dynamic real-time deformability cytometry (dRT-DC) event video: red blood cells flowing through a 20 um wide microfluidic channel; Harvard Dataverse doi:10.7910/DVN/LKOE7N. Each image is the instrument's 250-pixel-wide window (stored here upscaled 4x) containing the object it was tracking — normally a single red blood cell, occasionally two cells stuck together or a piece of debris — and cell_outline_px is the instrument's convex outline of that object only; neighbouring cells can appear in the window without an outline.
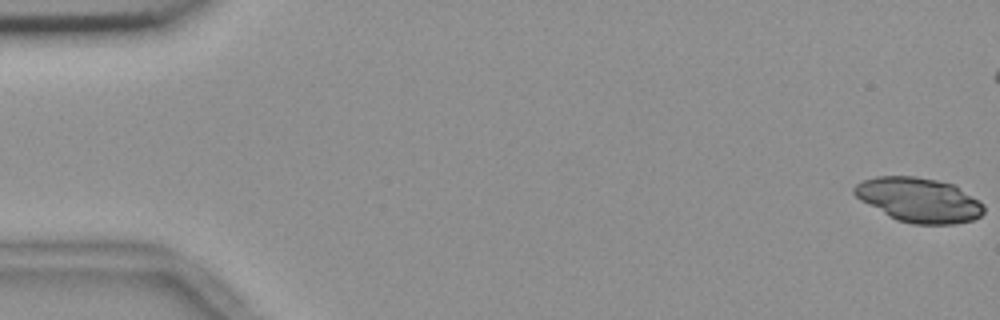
{"species": "common noctule bat (a hibernating species)", "species_latin": "Nyctalus noctula", "temperature_condition": "room temperature", "stored_images_in_passage": 56, "camera_frame_rate_fps": 3000, "um_per_image_px": 0.085, "animal": {"sex": "female", "body_mass_g": 18.4}, "frame": {"image": 1, "passage_image": 1, "time_ms": 0.0, "image_size_px": [1000, 320], "cell_outline_px": [[984, 212], [980, 216], [972, 220], [956, 224], [912, 224], [896, 220], [888, 216], [860, 200], [852, 192], [852, 188], [856, 184], [864, 180], [876, 176], [916, 176], [936, 180], [952, 184], [980, 200], [984, 204]], "centroid_in_image_um": [78.1, 17.0], "position_along_channel_um": 6.9, "area_um2": 33.7}}
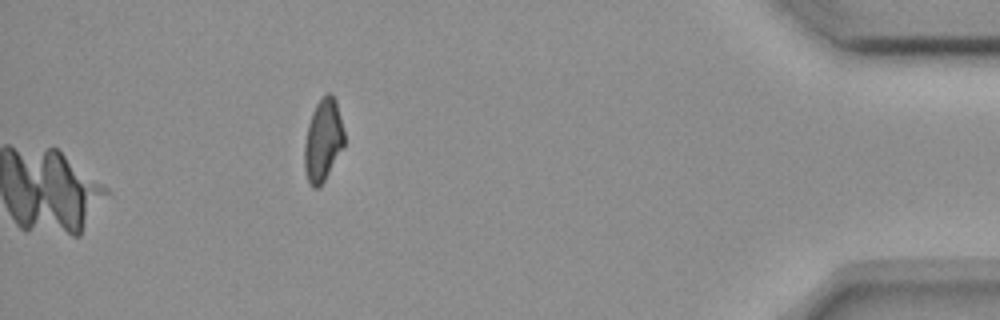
{"frame": {"image": 2, "passage_image": 56, "time_ms": 18.333, "image_size_px": [1000, 320], "cell_outline_px": [[344, 148], [324, 180], [316, 188], [312, 188], [308, 180], [304, 168], [304, 144], [308, 124], [312, 112], [316, 104], [328, 92], [332, 92], [336, 100], [344, 132]], "centroid_in_image_um": [27.46, 11.91], "position_along_channel_um": 407.7, "area_um2": 19.07}}